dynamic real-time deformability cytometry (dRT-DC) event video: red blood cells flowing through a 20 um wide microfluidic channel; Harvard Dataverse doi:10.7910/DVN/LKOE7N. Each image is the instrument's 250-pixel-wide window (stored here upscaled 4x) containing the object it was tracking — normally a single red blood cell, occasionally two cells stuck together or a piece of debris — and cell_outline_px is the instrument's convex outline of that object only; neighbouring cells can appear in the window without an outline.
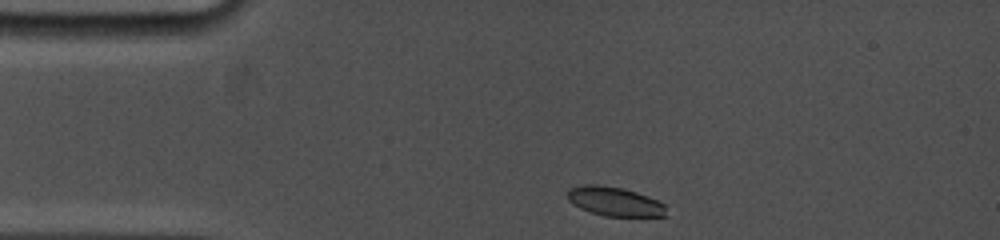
{"species": "common noctule bat (a hibernating species)", "species_latin": "Nyctalus noctula", "temperature_condition": "cold", "stored_images_in_passage": 27, "camera_frame_rate_fps": 5000, "um_per_image_px": 0.085, "animal": {"sex": "female", "body_mass_g": 19.0, "forearm_length_mm": 53.3}, "frame": {"image": 1, "passage_image": 1, "time_ms": 0.0, "image_size_px": [1000, 240], "cell_outline_px": [[668, 216], [604, 216], [580, 208], [572, 204], [568, 200], [568, 188], [584, 184], [596, 184], [624, 188], [648, 196], [664, 204]], "centroid_in_image_um": [52.23, 17.12], "position_along_channel_um": 32.8, "area_um2": 16.82}}
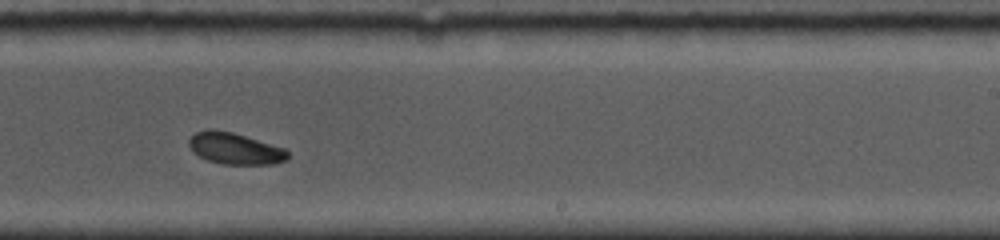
{"frame": {"image": 2, "passage_image": 16, "time_ms": 7.4, "image_size_px": [1000, 240], "cell_outline_px": [[288, 160], [272, 164], [220, 164], [208, 160], [192, 152], [188, 144], [188, 140], [196, 132], [208, 128], [212, 128], [232, 132], [284, 148], [288, 152]], "centroid_in_image_um": [19.94, 12.62], "position_along_channel_um": 269.1, "area_um2": 18.15}}
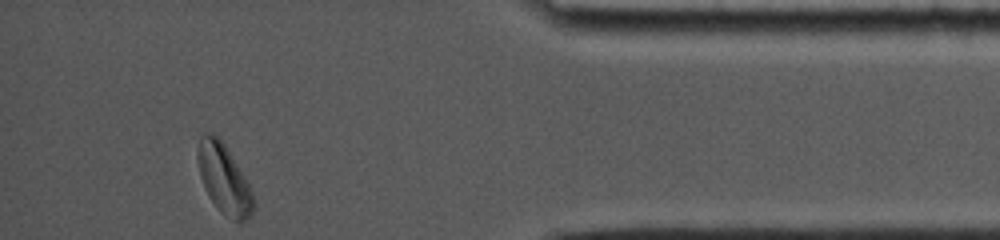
{"frame": {"image": 3, "passage_image": 27, "time_ms": 12.0, "image_size_px": [1000, 240], "cell_outline_px": [[256, 204], [252, 216], [248, 220], [240, 224], [224, 216], [216, 208], [208, 196], [204, 188], [200, 176], [196, 156], [200, 136], [216, 136], [224, 144], [244, 176], [256, 200]], "centroid_in_image_um": [19.07, 15.35], "position_along_channel_um": 416.1, "area_um2": 22.72}, "authors_computed_cell_mechanics": {"area_um2": 18.496, "velocity_mm_per_s": 3.7557, "shape_relaxation_time_tau1_ms": 3.5269, "shape_relaxation_time_tau2_ms": 6.8874, "deformation_change_tau1": 0.1255, "deformation_change_tau2": 0.0986}}